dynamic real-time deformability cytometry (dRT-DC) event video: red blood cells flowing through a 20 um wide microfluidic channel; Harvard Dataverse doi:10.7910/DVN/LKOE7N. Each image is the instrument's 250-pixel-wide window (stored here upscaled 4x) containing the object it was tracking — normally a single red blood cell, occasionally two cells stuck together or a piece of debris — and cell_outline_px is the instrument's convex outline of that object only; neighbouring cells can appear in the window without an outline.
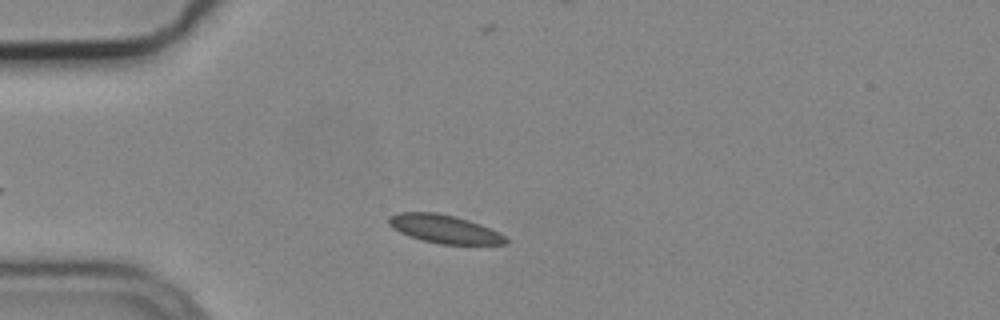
{"species": "common noctule bat (a hibernating species)", "species_latin": "Nyctalus noctula", "temperature_condition": "cold", "stored_images_in_passage": 4, "camera_frame_rate_fps": 3000, "um_per_image_px": 0.085, "animal": {"sex": "male", "body_mass_g": 19.2, "forearm_length_mm": 51.8}, "frame": {"image": 1, "passage_image": 2, "time_ms": 0.333, "image_size_px": [1000, 320], "cell_outline_px": [[508, 244], [440, 244], [408, 236], [392, 228], [388, 224], [388, 216], [400, 212], [436, 212], [456, 216], [480, 224], [500, 232], [508, 240]], "centroid_in_image_um": [37.76, 19.45], "position_along_channel_um": 47.2, "area_um2": 19.36}}